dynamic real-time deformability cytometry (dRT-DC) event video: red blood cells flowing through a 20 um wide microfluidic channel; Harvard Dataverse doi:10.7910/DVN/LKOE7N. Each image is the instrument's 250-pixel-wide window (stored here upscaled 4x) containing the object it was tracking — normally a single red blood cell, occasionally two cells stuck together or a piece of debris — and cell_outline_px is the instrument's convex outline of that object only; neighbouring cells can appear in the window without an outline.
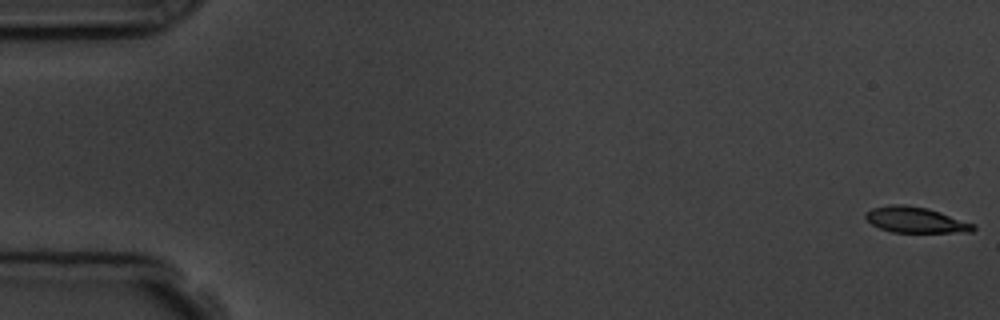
{"species": "common noctule bat (a hibernating species)", "species_latin": "Nyctalus noctula", "temperature_condition": "room temperature", "stored_images_in_passage": 12, "camera_frame_rate_fps": 3000, "um_per_image_px": 0.085, "animal": {"sex": "male", "body_mass_g": 19.5, "forearm_length_mm": 54.6}, "frame": {"image": 1, "passage_image": 1, "time_ms": 0.0, "image_size_px": [1000, 320], "cell_outline_px": [[976, 228], [972, 232], [892, 232], [880, 228], [872, 224], [864, 216], [864, 212], [872, 208], [888, 204], [904, 204], [928, 208], [976, 224]], "centroid_in_image_um": [77.82, 18.68], "position_along_channel_um": 7.2, "area_um2": 16.3}}